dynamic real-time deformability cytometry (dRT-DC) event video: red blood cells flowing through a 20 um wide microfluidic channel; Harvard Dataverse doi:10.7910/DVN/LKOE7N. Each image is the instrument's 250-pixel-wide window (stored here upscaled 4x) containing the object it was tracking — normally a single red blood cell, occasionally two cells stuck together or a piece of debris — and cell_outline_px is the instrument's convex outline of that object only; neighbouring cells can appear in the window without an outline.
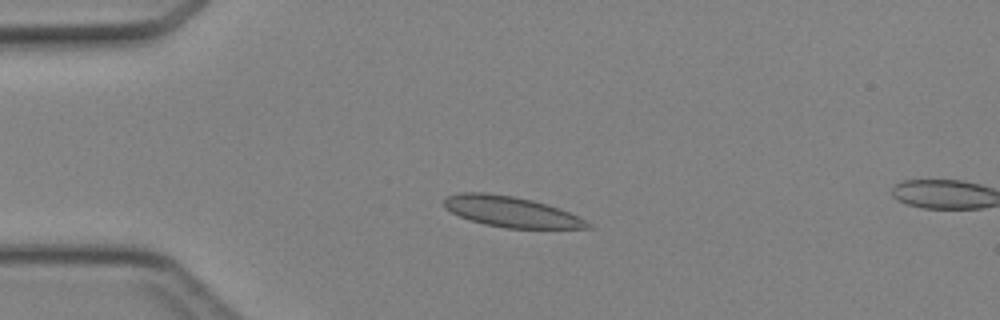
{"species": "Egyptian fruit bat (a non-hibernating species)", "species_latin": "Rousettus aegyptiacus", "temperature_condition": "cold", "stored_images_in_passage": 12, "camera_frame_rate_fps": 3000, "um_per_image_px": 0.085, "animal": {"sex": "female"}, "frame": {"image": 1, "passage_image": 10, "time_ms": 3.0, "image_size_px": [1000, 320], "cell_outline_px": [[596, 228], [504, 228], [484, 224], [460, 216], [444, 208], [444, 200], [448, 196], [460, 192], [484, 192], [512, 196], [532, 200], [548, 204], [568, 212], [592, 224]], "centroid_in_image_um": [43.44, 17.99], "position_along_channel_um": 41.6, "area_um2": 25.43}}